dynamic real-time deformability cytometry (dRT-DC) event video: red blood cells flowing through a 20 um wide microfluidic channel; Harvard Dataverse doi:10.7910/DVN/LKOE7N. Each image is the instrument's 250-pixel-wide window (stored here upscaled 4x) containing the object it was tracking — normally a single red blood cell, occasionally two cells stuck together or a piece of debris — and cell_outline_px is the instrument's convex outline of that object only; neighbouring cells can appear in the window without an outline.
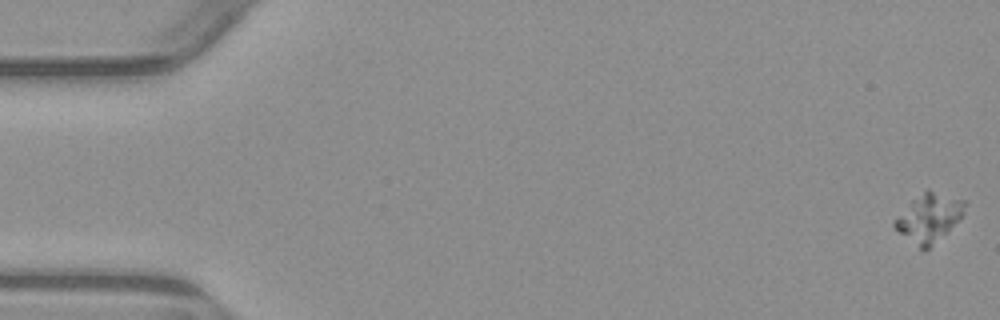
{"species": "common noctule bat (a hibernating species)", "species_latin": "Nyctalus noctula", "temperature_condition": "warm", "stored_images_in_passage": 6, "camera_frame_rate_fps": 3000, "um_per_image_px": 0.085, "animal": {"sex": "male", "body_mass_g": 23.1, "forearm_length_mm": 52.7}, "frame": {"image": 1, "passage_image": 1, "time_ms": 0.0, "image_size_px": [1000, 320], "cell_outline_px": [[968, 204], [964, 212], [924, 252], [900, 232], [892, 224], [892, 220], [912, 200], [928, 188], [964, 200]], "centroid_in_image_um": [78.93, 18.46], "position_along_channel_um": 6.1, "area_um2": 19.13}}